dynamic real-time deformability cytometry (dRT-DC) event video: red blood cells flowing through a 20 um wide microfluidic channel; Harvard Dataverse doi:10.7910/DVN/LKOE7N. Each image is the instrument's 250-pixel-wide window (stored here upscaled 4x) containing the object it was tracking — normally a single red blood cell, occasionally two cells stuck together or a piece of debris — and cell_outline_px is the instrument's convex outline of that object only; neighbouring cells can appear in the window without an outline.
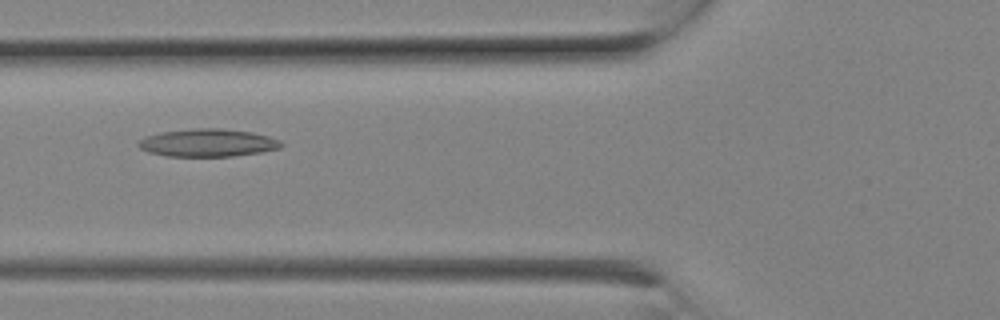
{"species": "Egyptian fruit bat (a non-hibernating species)", "species_latin": "Rousettus aegyptiacus", "temperature_condition": "room temperature", "stored_images_in_passage": 6, "camera_frame_rate_fps": 3000, "um_per_image_px": 0.085, "animal": {"sex": "female"}, "frame": {"image": 1, "passage_image": 4, "time_ms": 1.0, "image_size_px": [1000, 320], "cell_outline_px": [[284, 144], [280, 148], [260, 152], [232, 156], [168, 156], [148, 152], [140, 148], [136, 144], [144, 136], [160, 132], [196, 128], [220, 128], [252, 132], [268, 136], [280, 140]], "centroid_in_image_um": [17.65, 12.13], "position_along_channel_um": 108.2, "area_um2": 23.12}}
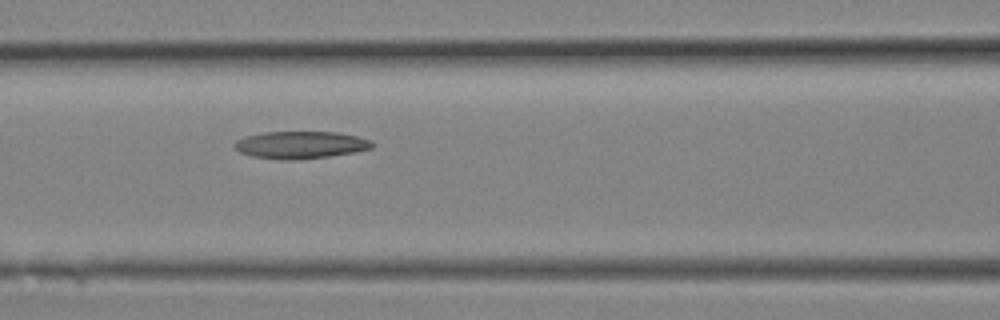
{"frame": {"image": 2, "passage_image": 5, "time_ms": 1.333, "image_size_px": [1000, 320], "cell_outline_px": [[372, 148], [352, 152], [328, 156], [292, 160], [280, 160], [252, 156], [240, 152], [232, 144], [236, 140], [244, 136], [264, 132], [336, 132], [356, 136], [372, 140]], "centroid_in_image_um": [25.49, 12.31], "position_along_channel_um": 141.1, "area_um2": 21.79}}
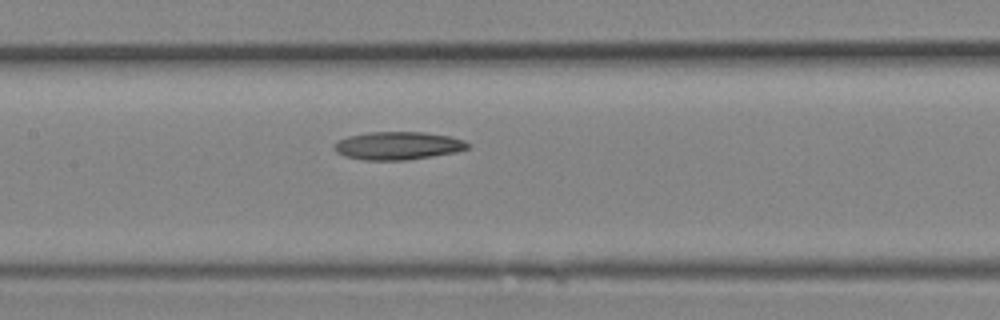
{"frame": {"image": 3, "passage_image": 6, "time_ms": 1.667, "image_size_px": [1000, 320], "cell_outline_px": [[472, 144], [468, 148], [456, 152], [408, 160], [364, 160], [344, 156], [336, 152], [332, 148], [340, 140], [348, 136], [368, 132], [424, 132], [448, 136], [464, 140]], "centroid_in_image_um": [33.83, 12.39], "position_along_channel_um": 173.6, "area_um2": 21.79}}